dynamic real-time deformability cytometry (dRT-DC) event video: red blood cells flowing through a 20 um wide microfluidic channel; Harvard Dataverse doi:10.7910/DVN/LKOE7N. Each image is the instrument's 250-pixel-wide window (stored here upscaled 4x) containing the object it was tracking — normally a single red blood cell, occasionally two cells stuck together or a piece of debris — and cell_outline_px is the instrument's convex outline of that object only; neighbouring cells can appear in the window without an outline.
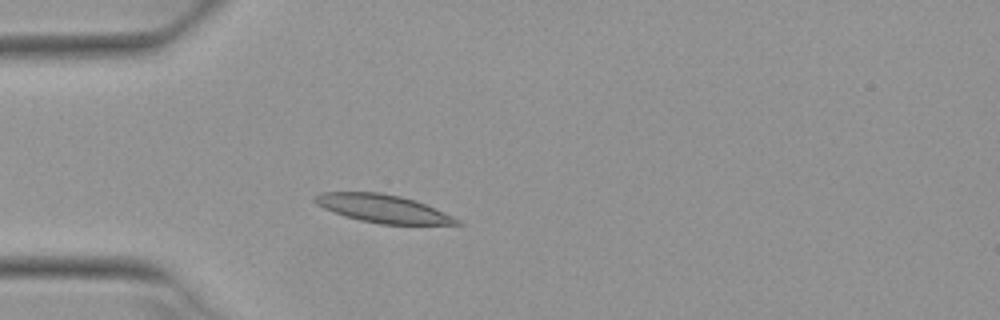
{"species": "Egyptian fruit bat (a non-hibernating species)", "species_latin": "Rousettus aegyptiacus", "temperature_condition": "warm", "stored_images_in_passage": 3, "camera_frame_rate_fps": 3000, "um_per_image_px": 0.085, "animal": {"sex": "female"}, "frame": {"image": 1, "passage_image": 3, "time_ms": 0.667, "image_size_px": [1000, 320], "cell_outline_px": [[464, 224], [380, 224], [360, 220], [344, 216], [324, 208], [316, 204], [312, 200], [312, 196], [320, 192], [380, 192], [400, 196], [424, 204], [452, 216], [460, 220]], "centroid_in_image_um": [32.47, 17.72], "position_along_channel_um": 52.5, "area_um2": 22.95}}